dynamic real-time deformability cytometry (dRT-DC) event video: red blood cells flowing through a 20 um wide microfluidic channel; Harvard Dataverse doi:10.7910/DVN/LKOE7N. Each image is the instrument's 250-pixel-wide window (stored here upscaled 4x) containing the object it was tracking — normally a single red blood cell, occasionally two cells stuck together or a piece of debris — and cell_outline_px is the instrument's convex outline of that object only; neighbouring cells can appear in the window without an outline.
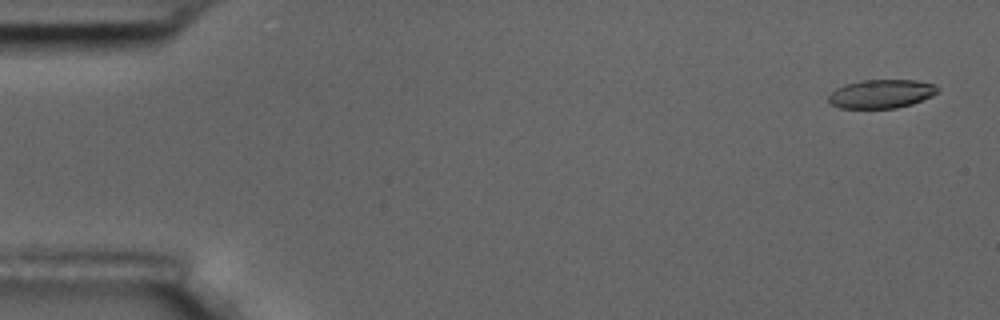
{"species": "common noctule bat (a hibernating species)", "species_latin": "Nyctalus noctula", "temperature_condition": "room temperature", "stored_images_in_passage": 4, "camera_frame_rate_fps": 3000, "um_per_image_px": 0.085, "animal": {"sex": "male", "body_mass_g": 17.5, "forearm_length_mm": 52.3}, "frame": {"image": 1, "passage_image": 1, "time_ms": 0.0, "image_size_px": [1000, 320], "cell_outline_px": [[940, 88], [932, 96], [912, 104], [896, 108], [840, 108], [832, 104], [828, 100], [828, 96], [836, 88], [844, 84], [860, 80], [916, 80], [932, 84]], "centroid_in_image_um": [74.89, 7.97], "position_along_channel_um": 10.1, "area_um2": 18.21}}
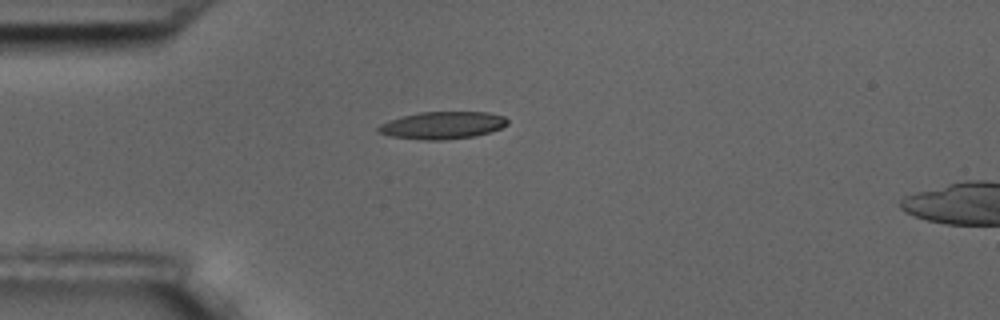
{"frame": {"image": 2, "passage_image": 4, "time_ms": 4.333, "image_size_px": [1000, 320], "cell_outline_px": [[508, 124], [492, 132], [476, 136], [444, 140], [424, 140], [388, 136], [376, 132], [376, 128], [380, 124], [388, 120], [420, 112], [488, 112], [504, 116], [508, 120]], "centroid_in_image_um": [37.6, 10.66], "position_along_channel_um": 47.4, "area_um2": 20.81}}